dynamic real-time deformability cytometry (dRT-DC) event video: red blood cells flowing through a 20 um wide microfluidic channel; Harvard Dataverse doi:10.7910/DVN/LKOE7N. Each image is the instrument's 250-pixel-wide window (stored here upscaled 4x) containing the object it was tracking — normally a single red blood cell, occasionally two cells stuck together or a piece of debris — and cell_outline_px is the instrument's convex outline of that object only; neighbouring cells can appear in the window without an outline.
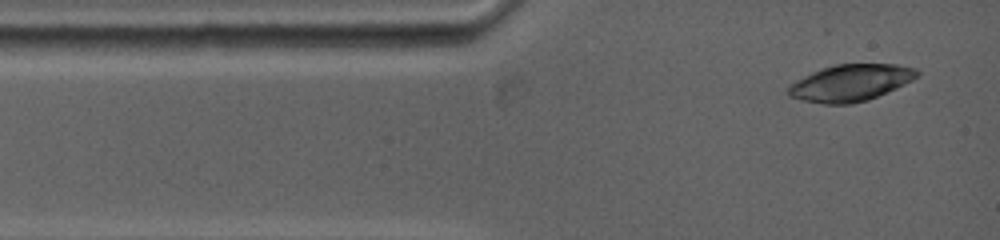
{"species": "common noctule bat (a hibernating species)", "species_latin": "Nyctalus noctula", "temperature_condition": "warm", "stored_images_in_passage": 2, "camera_frame_rate_fps": 5000, "um_per_image_px": 0.085, "animal": {"sex": "female", "body_mass_g": 19.0, "forearm_length_mm": 53.3}, "frame": {"image": 1, "passage_image": 1, "time_ms": 0.0, "image_size_px": [1000, 240], "cell_outline_px": [[920, 72], [912, 80], [896, 88], [868, 100], [848, 104], [824, 104], [804, 100], [788, 96], [788, 88], [796, 80], [812, 72], [836, 64], [896, 64], [916, 68]], "centroid_in_image_um": [72.31, 7.04], "position_along_channel_um": 12.7, "area_um2": 27.22}}